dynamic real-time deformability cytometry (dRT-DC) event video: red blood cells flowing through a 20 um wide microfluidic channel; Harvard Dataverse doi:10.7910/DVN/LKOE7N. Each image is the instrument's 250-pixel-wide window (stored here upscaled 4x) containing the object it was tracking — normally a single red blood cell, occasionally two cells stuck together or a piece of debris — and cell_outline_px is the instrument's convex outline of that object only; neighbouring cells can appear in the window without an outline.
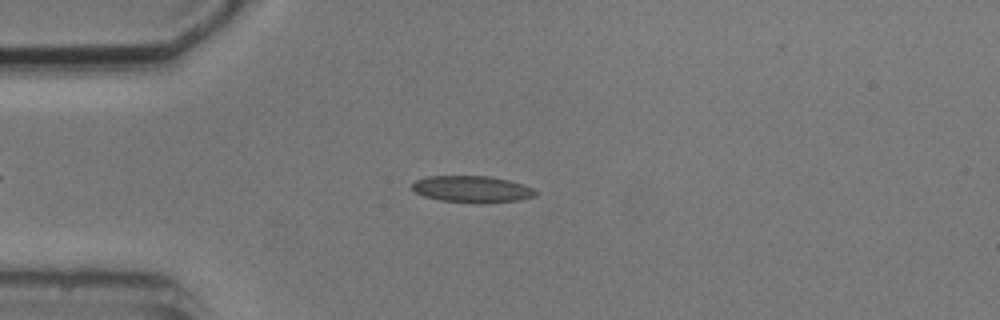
{"species": "common noctule bat (a hibernating species)", "species_latin": "Nyctalus noctula", "temperature_condition": "cold", "stored_images_in_passage": 5, "camera_frame_rate_fps": 3000, "um_per_image_px": 0.085, "animal": {"sex": "male", "body_mass_g": 20.5, "forearm_length_mm": 52.5}, "frame": {"image": 1, "passage_image": 3, "time_ms": 2.333, "image_size_px": [1000, 320], "cell_outline_px": [[540, 192], [536, 196], [520, 200], [440, 200], [424, 196], [416, 192], [412, 188], [412, 184], [416, 180], [428, 176], [492, 176], [508, 180], [532, 188]], "centroid_in_image_um": [40.12, 16.02], "position_along_channel_um": 44.9, "area_um2": 18.15}}
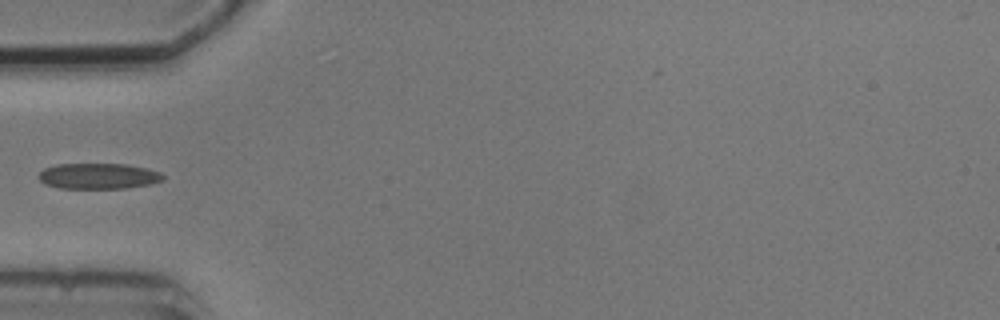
{"frame": {"image": 2, "passage_image": 4, "time_ms": 3.667, "image_size_px": [1000, 320], "cell_outline_px": [[164, 180], [148, 184], [124, 188], [60, 188], [44, 184], [36, 176], [44, 168], [56, 164], [128, 164], [148, 168], [160, 172], [164, 176]], "centroid_in_image_um": [8.34, 14.96], "position_along_channel_um": 76.7, "area_um2": 18.73}}
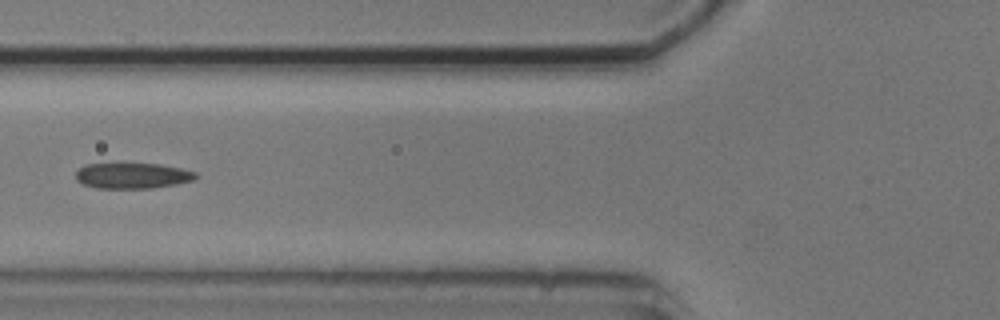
{"frame": {"image": 3, "passage_image": 5, "time_ms": 4.667, "image_size_px": [1000, 320], "cell_outline_px": [[200, 176], [192, 180], [176, 184], [152, 188], [96, 188], [84, 184], [76, 180], [76, 172], [84, 164], [160, 164], [180, 168], [196, 172]], "centroid_in_image_um": [11.27, 14.93], "position_along_channel_um": 114.5, "area_um2": 17.86}}